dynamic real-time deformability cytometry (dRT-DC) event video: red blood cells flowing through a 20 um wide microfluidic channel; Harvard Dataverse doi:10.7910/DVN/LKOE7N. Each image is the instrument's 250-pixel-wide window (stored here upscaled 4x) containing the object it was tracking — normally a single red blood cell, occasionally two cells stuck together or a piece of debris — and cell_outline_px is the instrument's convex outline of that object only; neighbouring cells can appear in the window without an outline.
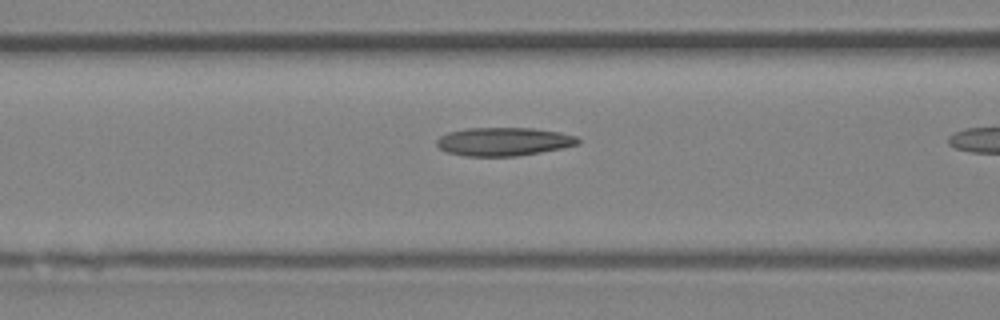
{"species": "Egyptian fruit bat (a non-hibernating species)", "species_latin": "Rousettus aegyptiacus", "temperature_condition": "room temperature", "stored_images_in_passage": 10, "camera_frame_rate_fps": 3000, "um_per_image_px": 0.085, "animal": {"sex": "female"}, "frame": {"image": 1, "passage_image": 9, "time_ms": 2.667, "image_size_px": [1000, 320], "cell_outline_px": [[580, 144], [564, 148], [516, 156], [464, 156], [448, 152], [440, 148], [436, 144], [436, 140], [440, 136], [448, 132], [464, 128], [532, 128], [560, 132], [576, 136], [580, 140]], "centroid_in_image_um": [42.82, 12.03], "position_along_channel_um": 123.8, "area_um2": 23.47}}